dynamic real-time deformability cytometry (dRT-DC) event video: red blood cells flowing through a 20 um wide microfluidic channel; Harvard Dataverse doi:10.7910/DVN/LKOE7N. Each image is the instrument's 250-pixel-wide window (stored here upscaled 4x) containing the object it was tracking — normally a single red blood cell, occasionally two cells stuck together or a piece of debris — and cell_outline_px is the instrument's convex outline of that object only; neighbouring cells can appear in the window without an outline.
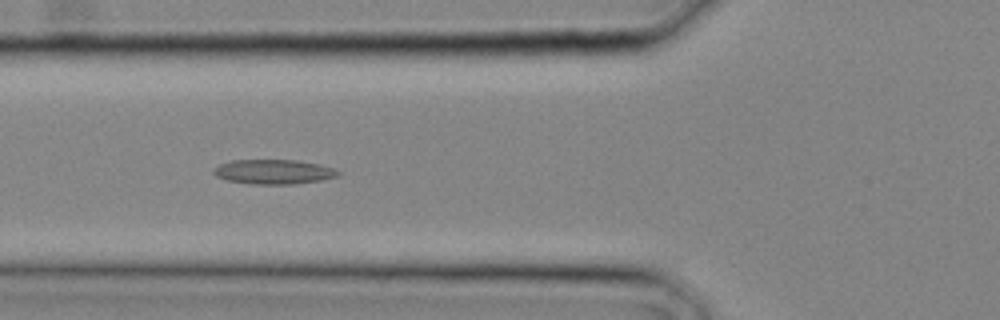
{"species": "common noctule bat (a hibernating species)", "species_latin": "Nyctalus noctula", "temperature_condition": "cold", "stored_images_in_passage": 22, "camera_frame_rate_fps": 3000, "um_per_image_px": 0.085, "animal": {"sex": "male", "body_mass_g": 20.4}, "frame": {"image": 1, "passage_image": 5, "time_ms": 1.333, "image_size_px": [1000, 320], "cell_outline_px": [[340, 176], [320, 180], [292, 184], [252, 184], [228, 180], [216, 176], [212, 172], [212, 168], [220, 164], [232, 160], [296, 160], [320, 164], [332, 168], [340, 172]], "centroid_in_image_um": [23.24, 14.6], "position_along_channel_um": 102.6, "area_um2": 17.8}}
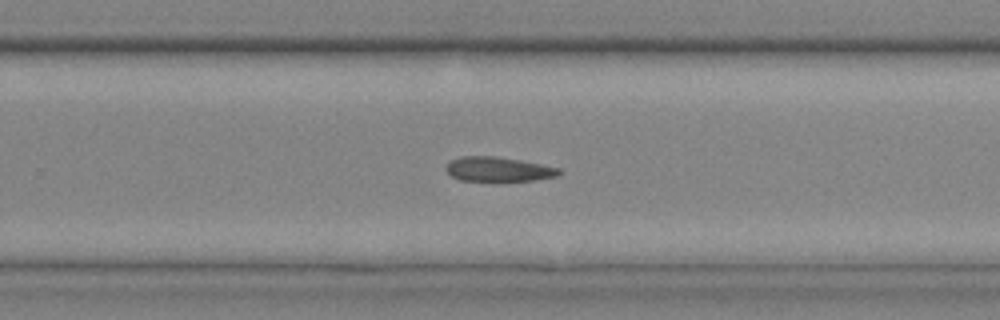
{"frame": {"image": 2, "passage_image": 13, "time_ms": 4.0, "image_size_px": [1000, 320], "cell_outline_px": [[560, 172], [556, 176], [532, 180], [460, 180], [452, 176], [444, 168], [452, 160], [460, 156], [496, 156], [520, 160], [560, 168]], "centroid_in_image_um": [42.33, 14.37], "position_along_channel_um": 287.5, "area_um2": 15.78}}
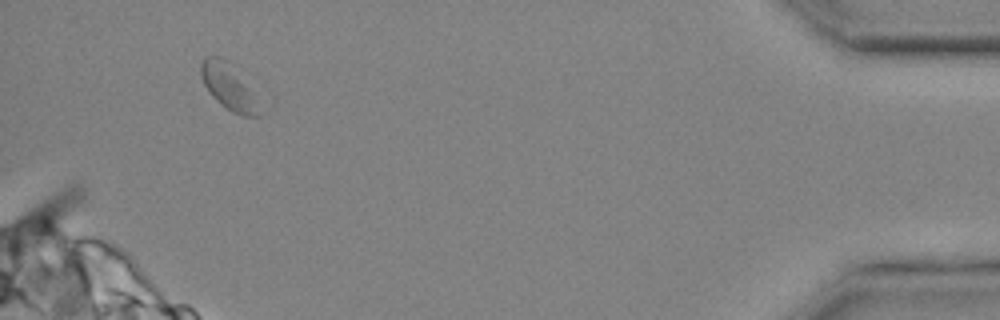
{"frame": {"image": 3, "passage_image": 21, "time_ms": 6.667, "image_size_px": [1000, 320], "cell_outline_px": [[268, 112], [260, 116], [244, 116], [232, 112], [216, 100], [208, 92], [200, 76], [200, 64], [204, 56], [220, 56], [228, 60], [268, 108]], "centroid_in_image_um": [19.57, 7.43], "position_along_channel_um": 415.6, "area_um2": 16.7}}